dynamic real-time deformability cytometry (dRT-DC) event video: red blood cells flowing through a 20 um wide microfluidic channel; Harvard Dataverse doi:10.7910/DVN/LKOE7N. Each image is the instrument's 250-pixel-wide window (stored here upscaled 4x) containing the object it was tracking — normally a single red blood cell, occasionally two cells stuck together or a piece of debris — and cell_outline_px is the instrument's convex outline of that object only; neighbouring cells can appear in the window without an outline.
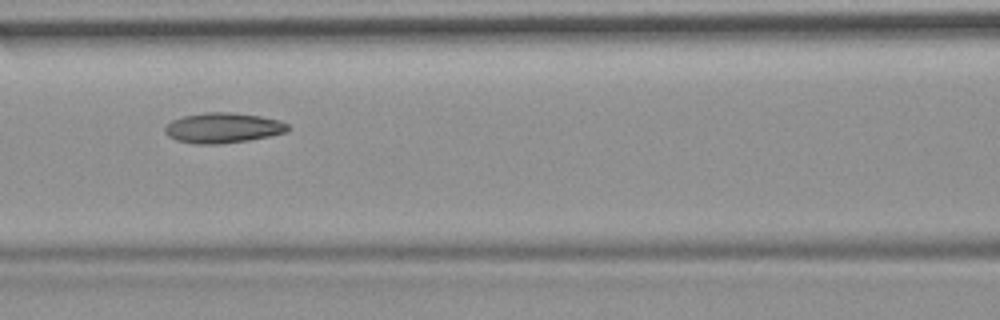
{"species": "common noctule bat (a hibernating species)", "species_latin": "Nyctalus noctula", "temperature_condition": "room temperature", "stored_images_in_passage": 11, "camera_frame_rate_fps": 3000, "um_per_image_px": 0.085, "animal": {"sex": "female", "body_mass_g": 19.9}, "frame": {"image": 1, "passage_image": 7, "time_ms": 2.0, "image_size_px": [1000, 320], "cell_outline_px": [[292, 128], [288, 132], [272, 136], [248, 140], [220, 144], [196, 144], [176, 140], [168, 136], [164, 132], [164, 128], [172, 120], [184, 116], [204, 112], [232, 112], [260, 116], [280, 120], [288, 124]], "centroid_in_image_um": [18.99, 10.87], "position_along_channel_um": 147.6, "area_um2": 21.91}}
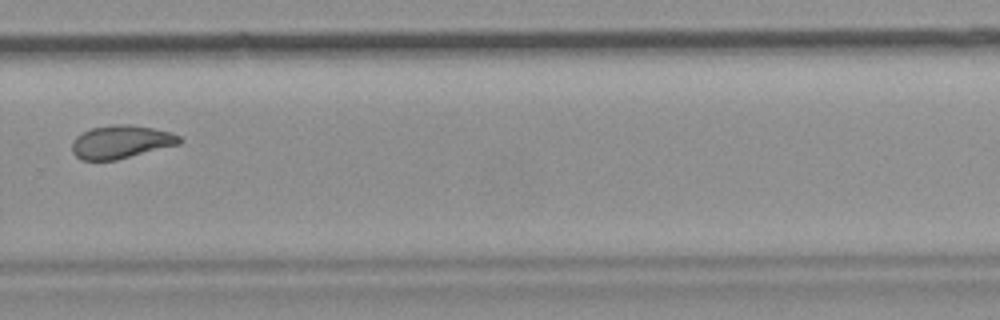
{"frame": {"image": 2, "passage_image": 11, "time_ms": 3.333, "image_size_px": [1000, 320], "cell_outline_px": [[184, 140], [180, 144], [116, 160], [80, 160], [72, 152], [72, 140], [76, 136], [92, 128], [112, 124], [128, 124], [152, 128], [172, 132], [180, 136]], "centroid_in_image_um": [10.3, 12.06], "position_along_channel_um": 319.5, "area_um2": 20.87}}